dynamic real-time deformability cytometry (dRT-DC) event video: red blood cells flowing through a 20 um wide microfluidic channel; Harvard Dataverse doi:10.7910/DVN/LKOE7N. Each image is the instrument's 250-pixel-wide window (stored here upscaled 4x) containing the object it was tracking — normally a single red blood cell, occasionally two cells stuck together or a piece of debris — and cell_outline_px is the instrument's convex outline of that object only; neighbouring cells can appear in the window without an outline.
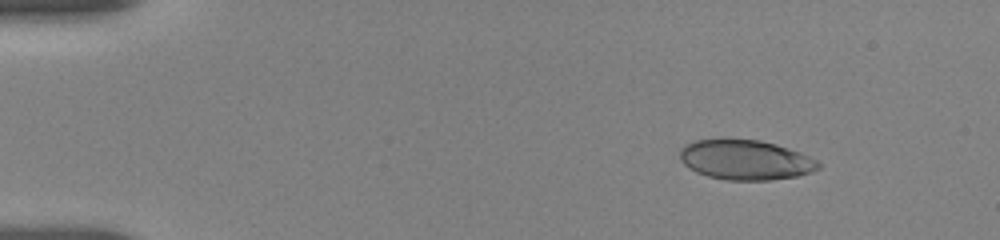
{"species": "human", "species_latin": "Homo sapiens", "temperature_condition": "room temperature", "stored_images_in_passage": 59, "camera_frame_rate_fps": 3000, "um_per_image_px": 0.085, "donor": {"sex": "female"}, "frame": {"image": 1, "passage_image": 6, "time_ms": 1.667, "image_size_px": [1000, 240], "cell_outline_px": [[820, 168], [812, 172], [796, 176], [772, 180], [728, 180], [708, 176], [696, 172], [684, 164], [680, 160], [680, 148], [684, 144], [696, 140], [760, 140], [776, 144], [800, 152], [816, 160], [820, 164]], "centroid_in_image_um": [63.37, 13.6], "position_along_channel_um": 21.6, "area_um2": 32.02}}
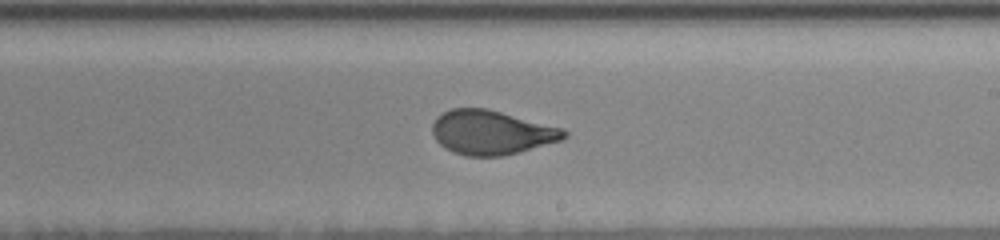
{"frame": {"image": 2, "passage_image": 34, "time_ms": 10.333, "image_size_px": [1000, 240], "cell_outline_px": [[568, 136], [564, 140], [504, 156], [464, 156], [452, 152], [444, 148], [436, 140], [432, 132], [432, 124], [436, 116], [452, 108], [488, 108], [564, 128], [568, 132]], "centroid_in_image_um": [41.8, 11.26], "position_along_channel_um": 247.2, "area_um2": 34.45}}
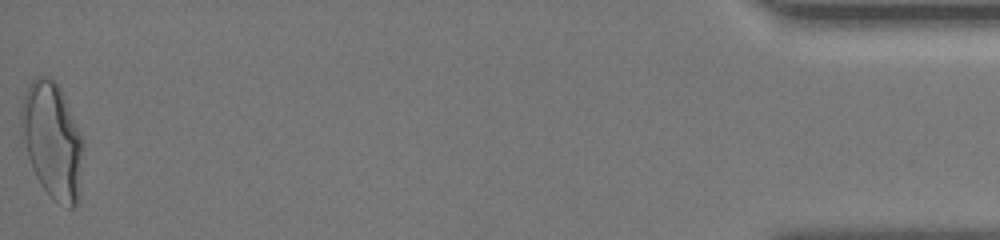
{"frame": {"image": 3, "passage_image": 58, "time_ms": 17.667, "image_size_px": [1000, 240], "cell_outline_px": [[84, 144], [76, 204], [72, 208], [68, 208], [52, 200], [40, 184], [32, 168], [28, 156], [20, 124], [20, 104], [28, 84], [36, 76], [48, 76], [60, 84], [84, 140]], "centroid_in_image_um": [4.44, 11.87], "position_along_channel_um": 430.8, "area_um2": 42.19}, "authors_computed_cell_mechanics": {"area_um2": 33.9864, "velocity_mm_per_s": 3.6854, "shape_relaxation_time_tau1_ms": 4.8309, "shape_relaxation_time_tau2_ms": null, "deformation_change_tau1": 0.1806, "deformation_change_tau2": null}}